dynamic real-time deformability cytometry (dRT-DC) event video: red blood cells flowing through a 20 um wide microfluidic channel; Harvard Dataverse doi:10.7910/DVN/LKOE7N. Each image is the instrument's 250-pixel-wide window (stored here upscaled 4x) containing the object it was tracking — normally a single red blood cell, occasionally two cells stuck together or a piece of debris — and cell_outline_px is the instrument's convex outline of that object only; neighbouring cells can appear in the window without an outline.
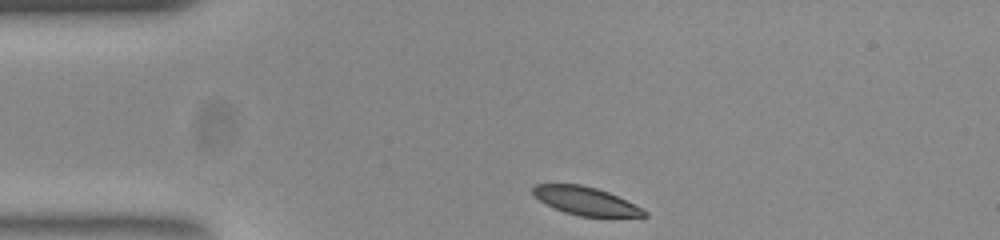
{"species": "common noctule bat (a hibernating species)", "species_latin": "Nyctalus noctula", "temperature_condition": "room temperature", "stored_images_in_passage": 35, "camera_frame_rate_fps": 3000, "um_per_image_px": 0.085, "animal": {"sex": "female", "body_mass_g": 23.0, "forearm_length_mm": 53.4}, "frame": {"image": 1, "passage_image": 1, "time_ms": 0.0, "image_size_px": [1000, 240], "cell_outline_px": [[648, 216], [580, 216], [564, 212], [544, 204], [532, 192], [532, 188], [536, 184], [580, 184], [596, 188], [608, 192], [648, 212]], "centroid_in_image_um": [49.72, 17.07], "position_along_channel_um": 35.3, "area_um2": 17.86}}
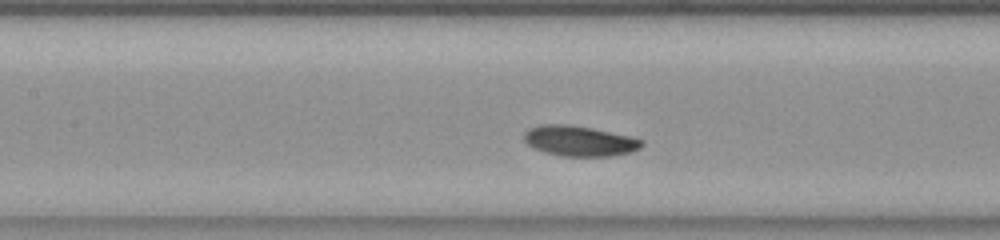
{"frame": {"image": 2, "passage_image": 14, "time_ms": 4.333, "image_size_px": [1000, 240], "cell_outline_px": [[644, 144], [640, 148], [632, 152], [612, 156], [560, 156], [544, 152], [528, 144], [524, 140], [524, 132], [528, 128], [540, 124], [568, 124], [592, 128], [628, 136], [644, 140]], "centroid_in_image_um": [49.25, 11.98], "position_along_channel_um": 158.2, "area_um2": 20.87}}
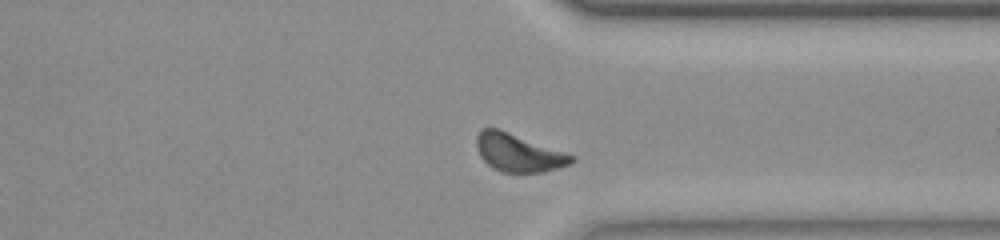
{"frame": {"image": 3, "passage_image": 31, "time_ms": 10.0, "image_size_px": [1000, 240], "cell_outline_px": [[576, 160], [572, 164], [544, 172], [500, 172], [492, 168], [480, 156], [476, 148], [476, 136], [480, 128], [500, 128], [576, 156]], "centroid_in_image_um": [44.07, 12.97], "position_along_channel_um": 367.3, "area_um2": 21.33}, "authors_computed_cell_mechanics": {"area_um2": 20.3456, "velocity_mm_per_s": 3.7153, "shape_relaxation_time_tau1_ms": 1.2582, "shape_relaxation_time_tau2_ms": 9.3732, "deformation_change_tau1": 0.0913, "deformation_change_tau2": 0.1283}}